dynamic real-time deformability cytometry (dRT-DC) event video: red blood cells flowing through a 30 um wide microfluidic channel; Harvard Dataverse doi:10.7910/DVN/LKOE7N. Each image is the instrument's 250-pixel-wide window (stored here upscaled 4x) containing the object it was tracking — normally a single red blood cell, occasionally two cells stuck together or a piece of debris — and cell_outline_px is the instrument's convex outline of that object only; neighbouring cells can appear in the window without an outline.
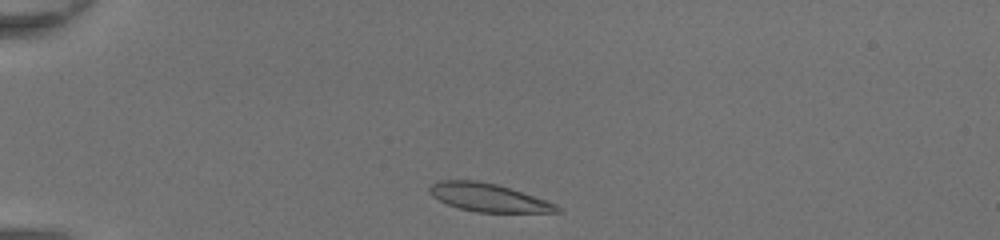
{"species": "common noctule bat (a hibernating species)", "species_latin": "Nyctalus noctula", "temperature_condition": "room temperature", "stored_images_in_passage": 32, "camera_frame_rate_fps": 3000, "um_per_image_px": 0.085, "animal": {"sex": "female", "body_mass_g": 20.0, "forearm_length_mm": 54.0}, "frame": {"image": 1, "passage_image": 1, "time_ms": 0.0, "image_size_px": [1000, 240], "cell_outline_px": [[564, 212], [476, 212], [460, 208], [448, 204], [432, 196], [428, 192], [428, 188], [432, 184], [440, 180], [476, 180], [496, 184], [556, 204], [564, 208]], "centroid_in_image_um": [41.51, 16.79], "position_along_channel_um": 43.5, "area_um2": 20.63}}
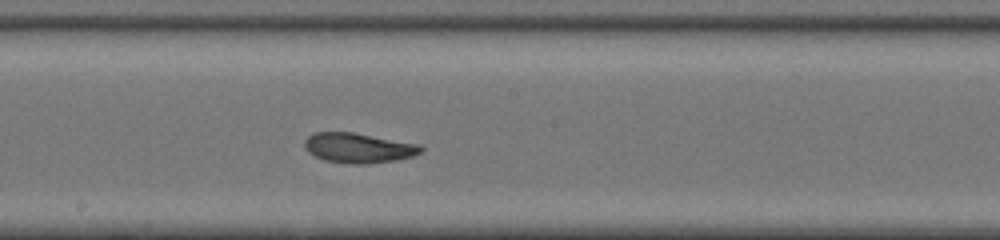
{"frame": {"image": 2, "passage_image": 16, "time_ms": 5.0, "image_size_px": [1000, 240], "cell_outline_px": [[424, 148], [420, 152], [412, 156], [396, 160], [368, 164], [348, 164], [324, 160], [308, 152], [304, 148], [304, 140], [312, 132], [352, 132], [420, 144]], "centroid_in_image_um": [30.44, 12.57], "position_along_channel_um": 217.8, "area_um2": 20.4}}
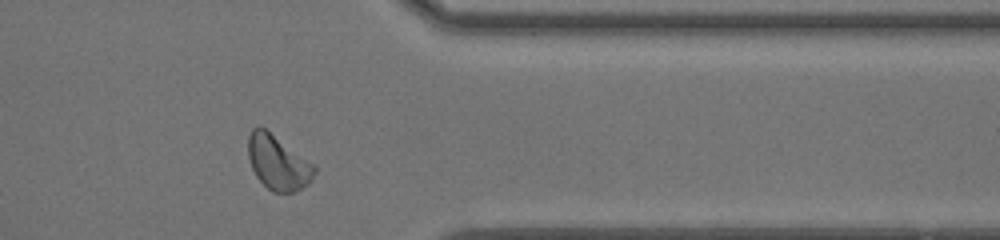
{"frame": {"image": 3, "passage_image": 28, "time_ms": 9.0, "image_size_px": [1000, 240], "cell_outline_px": [[316, 172], [312, 180], [308, 184], [292, 192], [272, 192], [256, 176], [252, 168], [248, 156], [248, 136], [252, 128], [256, 124], [260, 124], [316, 164]], "centroid_in_image_um": [23.64, 13.77], "position_along_channel_um": 387.8, "area_um2": 21.44}, "authors_computed_cell_mechanics": {"area_um2": 20.4612, "velocity_mm_per_s": 4.4136, "shape_relaxation_time_tau1_ms": 4.1641, "shape_relaxation_time_tau2_ms": 1.7765, "deformation_change_tau1": 0.152, "deformation_change_tau2": 0.0782}}